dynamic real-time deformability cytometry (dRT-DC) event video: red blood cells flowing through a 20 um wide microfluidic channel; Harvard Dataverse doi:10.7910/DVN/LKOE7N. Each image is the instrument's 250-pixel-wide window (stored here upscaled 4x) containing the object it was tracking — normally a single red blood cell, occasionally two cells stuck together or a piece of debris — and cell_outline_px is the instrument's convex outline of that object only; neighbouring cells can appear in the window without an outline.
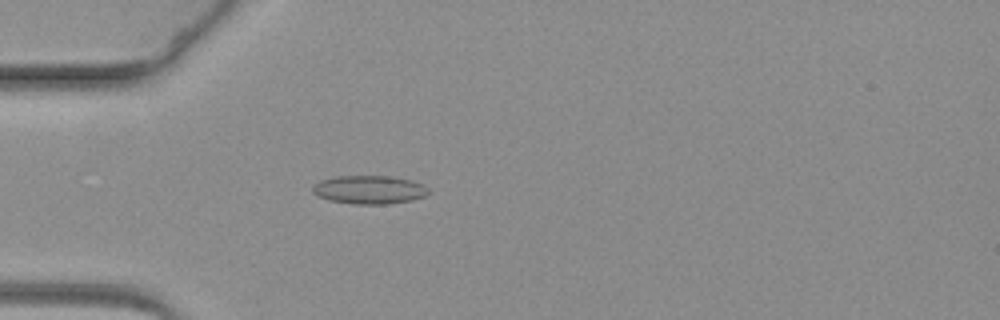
{"species": "common noctule bat (a hibernating species)", "species_latin": "Nyctalus noctula", "temperature_condition": "warm", "stored_images_in_passage": 62, "camera_frame_rate_fps": 3000, "um_per_image_px": 0.085, "animal": {"sex": "female", "body_mass_g": 19.3, "forearm_length_mm": 54.1}, "frame": {"image": 1, "passage_image": 19, "time_ms": 6.0, "image_size_px": [1000, 320], "cell_outline_px": [[432, 192], [424, 196], [412, 200], [388, 204], [352, 204], [328, 200], [312, 192], [312, 184], [320, 180], [336, 176], [392, 176], [412, 180], [424, 184]], "centroid_in_image_um": [31.41, 16.12], "position_along_channel_um": 53.6, "area_um2": 19.48}}
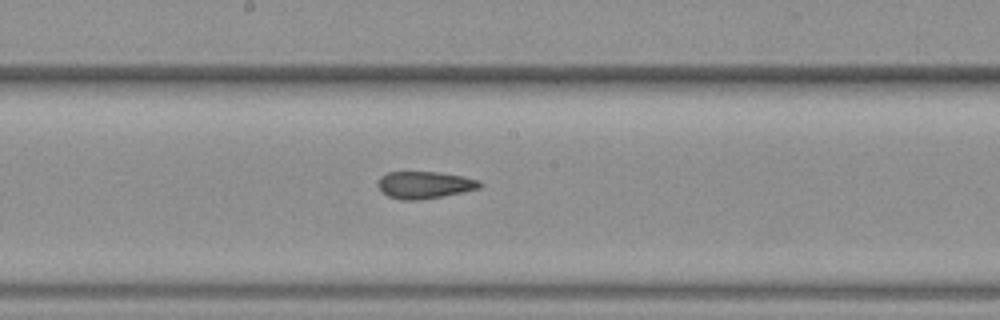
{"frame": {"image": 2, "passage_image": 34, "time_ms": 11.0, "image_size_px": [1000, 320], "cell_outline_px": [[484, 184], [480, 188], [464, 192], [444, 196], [420, 200], [400, 200], [388, 196], [380, 192], [376, 184], [380, 176], [388, 172], [440, 172], [480, 180]], "centroid_in_image_um": [36.07, 15.73], "position_along_channel_um": 212.1, "area_um2": 16.42}}
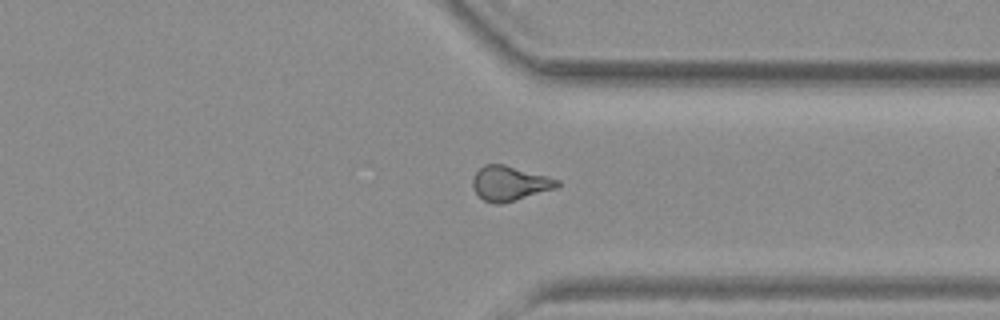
{"frame": {"image": 3, "passage_image": 48, "time_ms": 15.667, "image_size_px": [1000, 320], "cell_outline_px": [[560, 184], [556, 188], [500, 204], [496, 204], [484, 200], [472, 188], [472, 180], [476, 172], [484, 164], [504, 164], [548, 176], [560, 180]], "centroid_in_image_um": [43.32, 15.57], "position_along_channel_um": 368.1, "area_um2": 16.94}}